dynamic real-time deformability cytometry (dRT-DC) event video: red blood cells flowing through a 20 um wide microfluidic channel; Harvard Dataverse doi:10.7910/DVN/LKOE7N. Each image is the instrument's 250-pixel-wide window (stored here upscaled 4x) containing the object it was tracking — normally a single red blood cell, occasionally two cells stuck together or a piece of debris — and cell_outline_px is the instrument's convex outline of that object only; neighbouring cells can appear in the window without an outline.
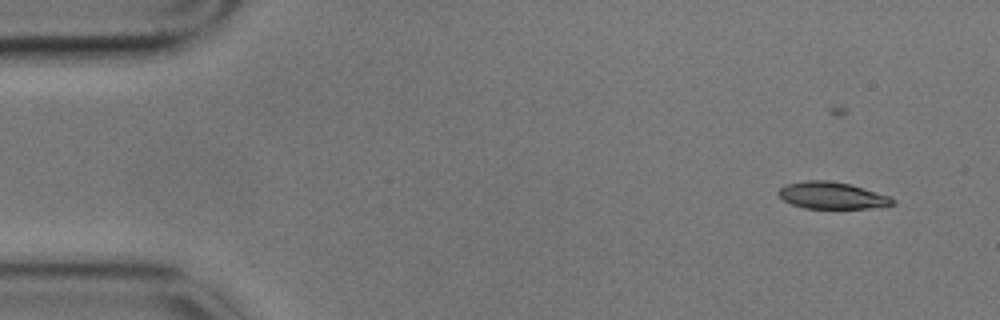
{"species": "common noctule bat (a hibernating species)", "species_latin": "Nyctalus noctula", "temperature_condition": "cold", "stored_images_in_passage": 8, "camera_frame_rate_fps": 3000, "um_per_image_px": 0.085, "animal": {"sex": "male", "body_mass_g": 17.9}, "frame": {"image": 1, "passage_image": 2, "time_ms": 0.333, "image_size_px": [1000, 320], "cell_outline_px": [[896, 204], [868, 208], [804, 208], [792, 204], [784, 200], [776, 192], [784, 184], [804, 180], [828, 180], [852, 184], [892, 196], [896, 200]], "centroid_in_image_um": [70.75, 16.6], "position_along_channel_um": 14.3, "area_um2": 18.15}}
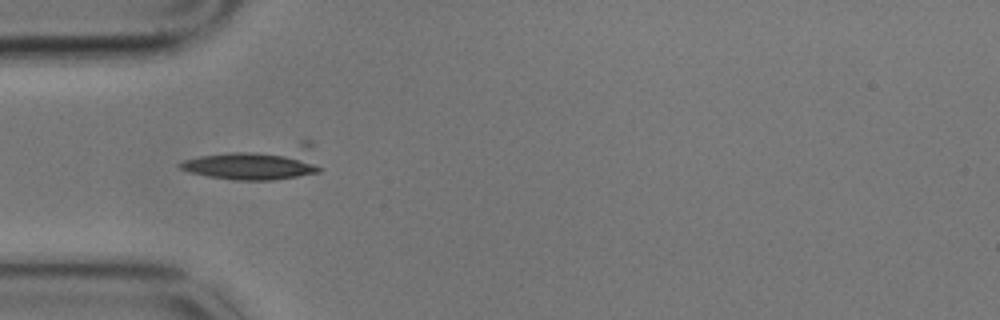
{"frame": {"image": 2, "passage_image": 5, "time_ms": 1.333, "image_size_px": [1000, 320], "cell_outline_px": [[320, 172], [272, 180], [236, 180], [208, 176], [188, 172], [180, 168], [176, 164], [184, 160], [200, 156], [300, 140], [312, 140], [320, 168]], "centroid_in_image_um": [21.92, 13.8], "position_along_channel_um": 63.1, "area_um2": 28.03}}
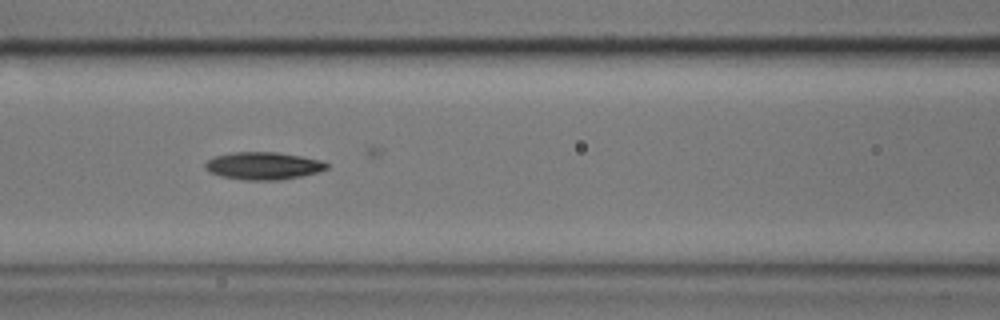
{"frame": {"image": 3, "passage_image": 7, "time_ms": 2.0, "image_size_px": [1000, 320], "cell_outline_px": [[328, 168], [316, 172], [300, 176], [280, 180], [244, 180], [220, 176], [208, 172], [204, 168], [204, 164], [208, 160], [216, 156], [232, 152], [276, 152], [300, 156], [320, 160], [328, 164]], "centroid_in_image_um": [22.33, 14.1], "position_along_channel_um": 144.3, "area_um2": 19.42}}